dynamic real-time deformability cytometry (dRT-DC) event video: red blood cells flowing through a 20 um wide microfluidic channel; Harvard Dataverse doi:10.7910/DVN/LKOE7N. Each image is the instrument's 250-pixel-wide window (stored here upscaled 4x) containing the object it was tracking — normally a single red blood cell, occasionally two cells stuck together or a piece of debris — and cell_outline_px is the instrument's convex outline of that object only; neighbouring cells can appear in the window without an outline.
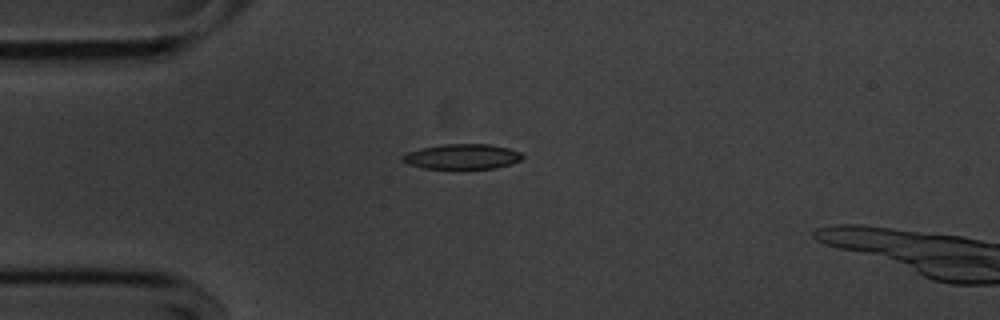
{"species": "common noctule bat (a hibernating species)", "species_latin": "Nyctalus noctula", "temperature_condition": "cold", "stored_images_in_passage": 40, "camera_frame_rate_fps": 3000, "um_per_image_px": 0.085, "animal": {"sex": "male", "body_mass_g": 20.1, "forearm_length_mm": 53.5}, "frame": {"image": 1, "passage_image": 1, "time_ms": 0.0, "image_size_px": [1000, 320], "cell_outline_px": [[524, 156], [520, 160], [512, 164], [496, 168], [424, 168], [408, 164], [400, 160], [400, 156], [408, 152], [424, 148], [444, 144], [488, 144], [508, 148], [520, 152]], "centroid_in_image_um": [39.29, 13.31], "position_along_channel_um": 45.7, "area_um2": 17.4}}
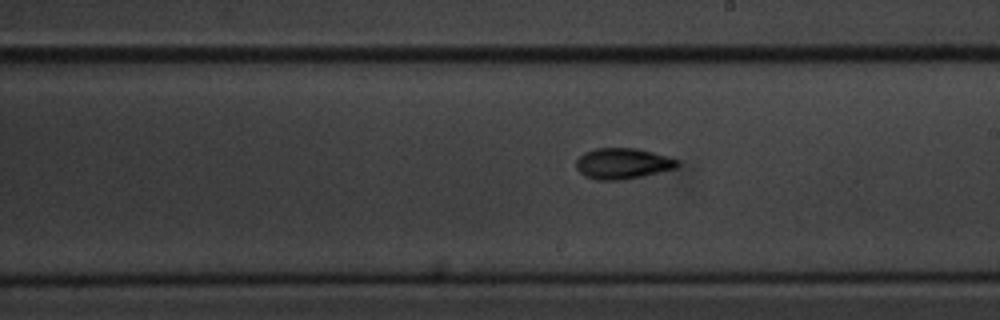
{"frame": {"image": 2, "passage_image": 18, "time_ms": 5.667, "image_size_px": [1000, 320], "cell_outline_px": [[680, 164], [676, 168], [644, 176], [624, 180], [596, 180], [584, 176], [576, 168], [576, 160], [584, 152], [596, 148], [636, 148], [652, 152], [680, 160]], "centroid_in_image_um": [52.93, 13.91], "position_along_channel_um": 236.1, "area_um2": 18.38}}
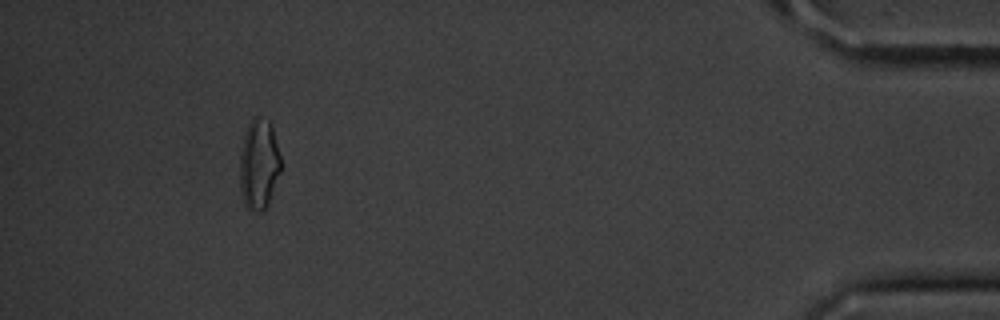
{"frame": {"image": 3, "passage_image": 38, "time_ms": 12.333, "image_size_px": [1000, 320], "cell_outline_px": [[280, 172], [268, 204], [260, 212], [256, 212], [248, 208], [244, 204], [240, 192], [240, 148], [244, 132], [248, 124], [256, 116], [268, 120], [272, 128], [280, 156]], "centroid_in_image_um": [21.98, 13.97], "position_along_channel_um": 413.2, "area_um2": 21.56}}